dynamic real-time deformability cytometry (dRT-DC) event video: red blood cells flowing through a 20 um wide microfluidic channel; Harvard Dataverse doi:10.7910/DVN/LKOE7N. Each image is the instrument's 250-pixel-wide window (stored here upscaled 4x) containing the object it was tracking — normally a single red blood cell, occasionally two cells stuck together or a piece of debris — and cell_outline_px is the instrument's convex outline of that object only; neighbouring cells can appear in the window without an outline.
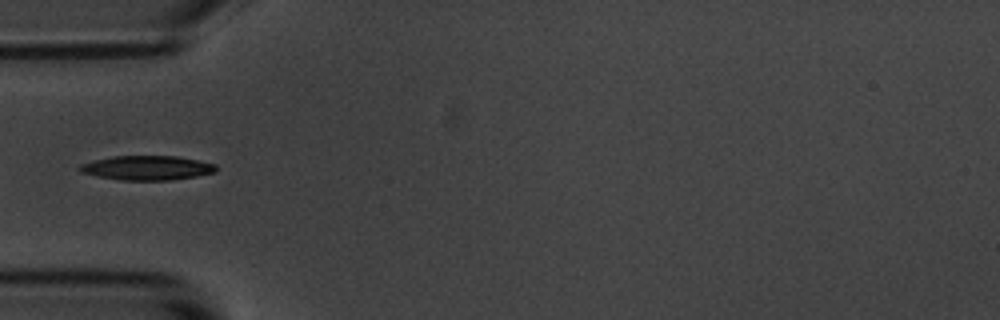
{"species": "common noctule bat (a hibernating species)", "species_latin": "Nyctalus noctula", "temperature_condition": "room temperature", "stored_images_in_passage": 6, "camera_frame_rate_fps": 3000, "um_per_image_px": 0.085, "animal": {"sex": "male", "body_mass_g": 20.1, "forearm_length_mm": 53.5}, "frame": {"image": 1, "passage_image": 6, "time_ms": 1.667, "image_size_px": [1000, 320], "cell_outline_px": [[216, 172], [196, 176], [172, 180], [120, 180], [80, 172], [76, 168], [80, 164], [112, 156], [176, 156], [216, 164]], "centroid_in_image_um": [12.49, 14.27], "position_along_channel_um": 72.5, "area_um2": 19.25}}